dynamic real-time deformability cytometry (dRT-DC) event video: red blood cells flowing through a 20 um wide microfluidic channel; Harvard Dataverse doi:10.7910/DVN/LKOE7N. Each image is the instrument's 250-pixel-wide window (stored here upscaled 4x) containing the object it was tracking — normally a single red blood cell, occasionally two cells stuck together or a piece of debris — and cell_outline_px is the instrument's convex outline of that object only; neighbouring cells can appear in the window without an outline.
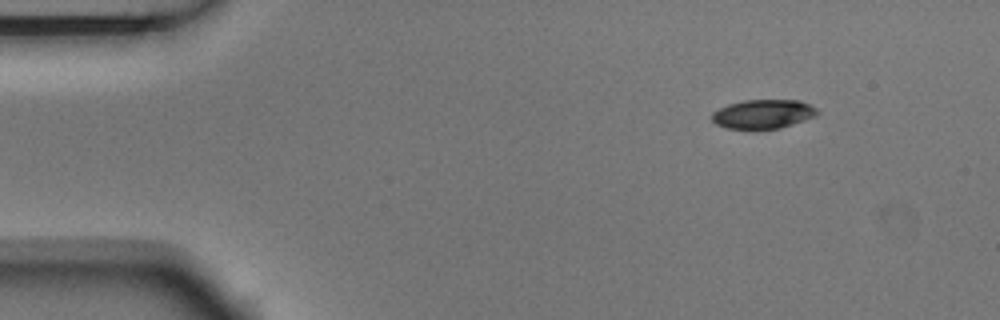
{"species": "Egyptian fruit bat (a non-hibernating species)", "species_latin": "Rousettus aegyptiacus", "temperature_condition": "room temperature", "stored_images_in_passage": 5, "camera_frame_rate_fps": 3000, "um_per_image_px": 0.085, "animal": {"sex": "male"}, "frame": {"image": 1, "passage_image": 1, "time_ms": 0.0, "image_size_px": [1000, 320], "cell_outline_px": [[820, 112], [816, 116], [780, 128], [756, 132], [752, 132], [728, 128], [716, 124], [712, 120], [712, 112], [728, 104], [744, 100], [800, 100], [816, 108]], "centroid_in_image_um": [64.85, 9.73], "position_along_channel_um": 20.2, "area_um2": 18.44}}
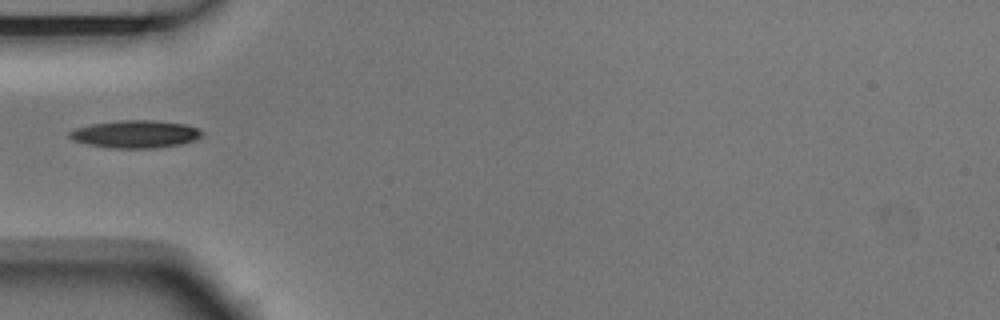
{"frame": {"image": 2, "passage_image": 4, "time_ms": 1.0, "image_size_px": [1000, 320], "cell_outline_px": [[204, 136], [180, 144], [156, 148], [108, 148], [88, 144], [72, 140], [68, 136], [68, 132], [76, 128], [92, 124], [120, 120], [152, 120], [184, 124], [200, 128], [204, 132]], "centroid_in_image_um": [11.52, 11.4], "position_along_channel_um": 73.5, "area_um2": 21.39}}
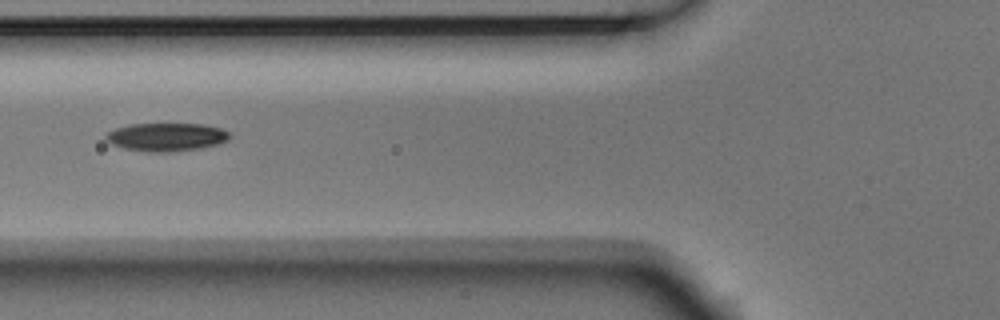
{"frame": {"image": 3, "passage_image": 5, "time_ms": 1.333, "image_size_px": [1000, 320], "cell_outline_px": [[232, 136], [228, 140], [220, 144], [200, 148], [168, 152], [148, 152], [124, 148], [112, 144], [104, 136], [108, 132], [116, 128], [128, 124], [204, 124], [220, 128], [232, 132]], "centroid_in_image_um": [14.2, 11.64], "position_along_channel_um": 111.6, "area_um2": 20.46}}